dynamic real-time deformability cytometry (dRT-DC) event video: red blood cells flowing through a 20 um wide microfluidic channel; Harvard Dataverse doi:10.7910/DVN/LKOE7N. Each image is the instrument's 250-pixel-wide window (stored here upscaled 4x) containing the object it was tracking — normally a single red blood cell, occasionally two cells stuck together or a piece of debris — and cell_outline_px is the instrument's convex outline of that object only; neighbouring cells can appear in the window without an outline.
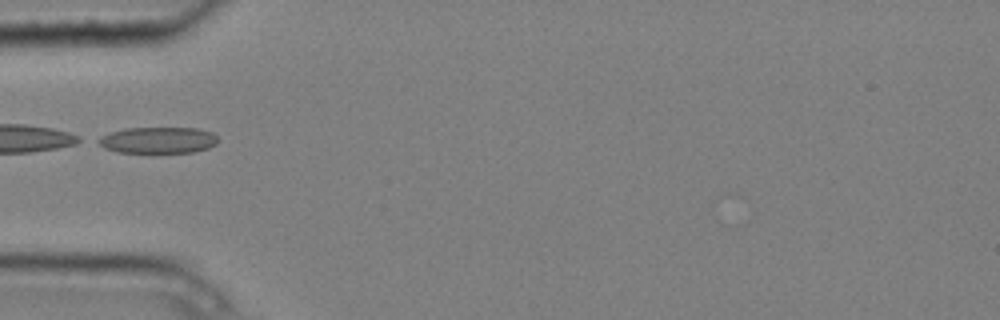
{"species": "common noctule bat (a hibernating species)", "species_latin": "Nyctalus noctula", "temperature_condition": "cold", "stored_images_in_passage": 5, "camera_frame_rate_fps": 3000, "um_per_image_px": 0.085, "animal": {"sex": "male", "body_mass_g": 20.4}, "frame": {"image": 1, "passage_image": 5, "time_ms": 1.333, "image_size_px": [1000, 320], "cell_outline_px": [[220, 140], [216, 144], [208, 148], [192, 152], [116, 152], [104, 148], [92, 140], [100, 136], [124, 128], [196, 128], [212, 132]], "centroid_in_image_um": [13.39, 11.91], "position_along_channel_um": 71.6, "area_um2": 18.5}}